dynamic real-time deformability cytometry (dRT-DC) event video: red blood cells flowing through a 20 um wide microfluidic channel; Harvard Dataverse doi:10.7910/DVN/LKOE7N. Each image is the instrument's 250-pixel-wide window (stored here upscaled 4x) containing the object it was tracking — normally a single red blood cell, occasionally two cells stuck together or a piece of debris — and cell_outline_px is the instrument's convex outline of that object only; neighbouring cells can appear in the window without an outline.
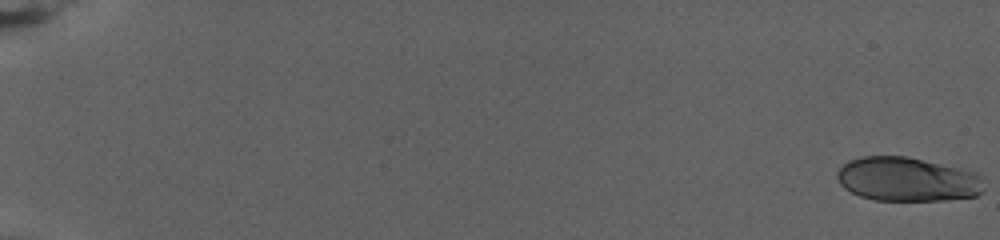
{"species": "human", "species_latin": "Homo sapiens", "temperature_condition": "warm", "stored_images_in_passage": 78, "camera_frame_rate_fps": 3000, "um_per_image_px": 0.085, "donor": {"sex": "female"}, "frame": {"image": 1, "passage_image": 1, "time_ms": 0.0, "image_size_px": [1000, 240], "cell_outline_px": [[984, 192], [976, 196], [944, 200], [872, 200], [860, 196], [844, 188], [840, 184], [836, 176], [836, 172], [848, 160], [864, 156], [908, 156], [960, 168], [976, 172], [980, 176]], "centroid_in_image_um": [77.11, 15.24], "position_along_channel_um": 7.9, "area_um2": 37.86}}
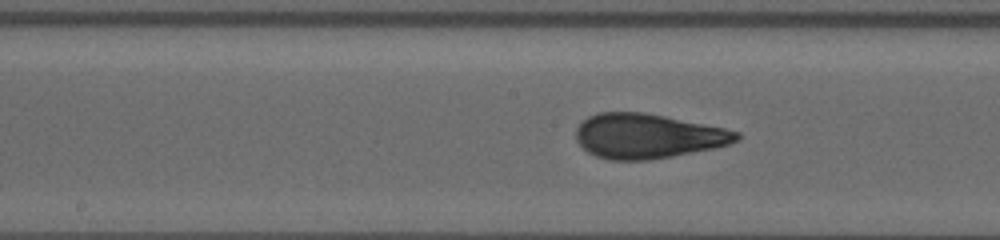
{"frame": {"image": 2, "passage_image": 44, "time_ms": 14.333, "image_size_px": [1000, 240], "cell_outline_px": [[740, 136], [736, 140], [728, 144], [712, 148], [672, 156], [648, 160], [608, 160], [596, 156], [588, 152], [576, 140], [576, 128], [588, 116], [600, 112], [644, 112], [724, 128], [740, 132]], "centroid_in_image_um": [55.01, 11.56], "position_along_channel_um": 193.2, "area_um2": 41.44}}
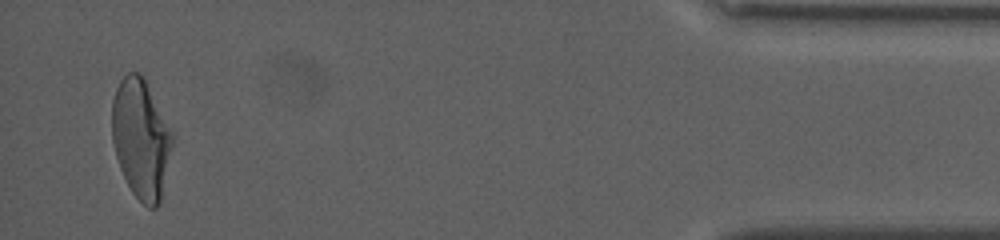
{"frame": {"image": 3, "passage_image": 76, "time_ms": 25.0, "image_size_px": [1000, 240], "cell_outline_px": [[172, 144], [160, 204], [156, 208], [148, 208], [132, 192], [120, 168], [116, 156], [112, 140], [112, 100], [116, 88], [120, 80], [128, 72], [140, 72], [144, 76], [172, 132]], "centroid_in_image_um": [11.97, 11.76], "position_along_channel_um": 423.2, "area_um2": 41.79}, "authors_computed_cell_mechanics": {"area_um2": 40.46, "velocity_mm_per_s": 2.7754, "shape_relaxation_time_tau1_ms": 7.8961, "shape_relaxation_time_tau2_ms": 1.0923, "deformation_change_tau1": 0.2402, "deformation_change_tau2": 0.0709}}